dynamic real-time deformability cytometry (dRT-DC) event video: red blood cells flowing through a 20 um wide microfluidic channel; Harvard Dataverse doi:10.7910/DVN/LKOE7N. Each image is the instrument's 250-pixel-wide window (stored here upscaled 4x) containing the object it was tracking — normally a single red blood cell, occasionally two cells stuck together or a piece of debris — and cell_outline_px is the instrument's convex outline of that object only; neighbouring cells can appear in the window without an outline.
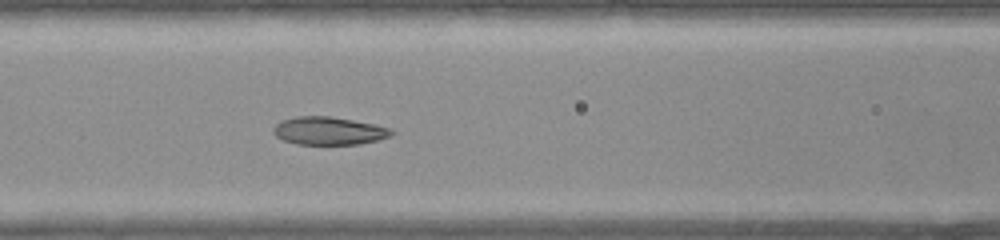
{"species": "common noctule bat (a hibernating species)", "species_latin": "Nyctalus noctula", "temperature_condition": "warm", "stored_images_in_passage": 29, "camera_frame_rate_fps": 3000, "um_per_image_px": 0.085, "animal": {"sex": "female", "body_mass_g": 22.0, "forearm_length_mm": 56.7}, "frame": {"image": 1, "passage_image": 6, "time_ms": 1.667, "image_size_px": [1000, 240], "cell_outline_px": [[396, 132], [388, 136], [376, 140], [360, 144], [296, 144], [284, 140], [276, 136], [272, 132], [272, 128], [280, 120], [296, 116], [328, 116], [352, 120], [392, 128]], "centroid_in_image_um": [27.91, 11.11], "position_along_channel_um": 138.7, "area_um2": 19.19}}
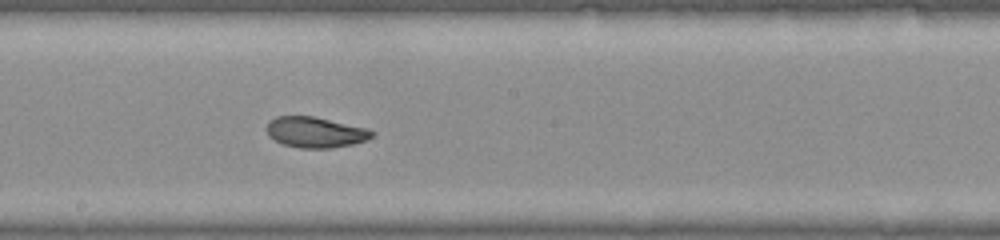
{"frame": {"image": 2, "passage_image": 11, "time_ms": 3.333, "image_size_px": [1000, 240], "cell_outline_px": [[376, 132], [368, 140], [352, 144], [332, 148], [300, 148], [284, 144], [268, 136], [264, 128], [268, 120], [276, 116], [312, 116], [368, 128]], "centroid_in_image_um": [26.78, 11.23], "position_along_channel_um": 221.4, "area_um2": 19.02}}
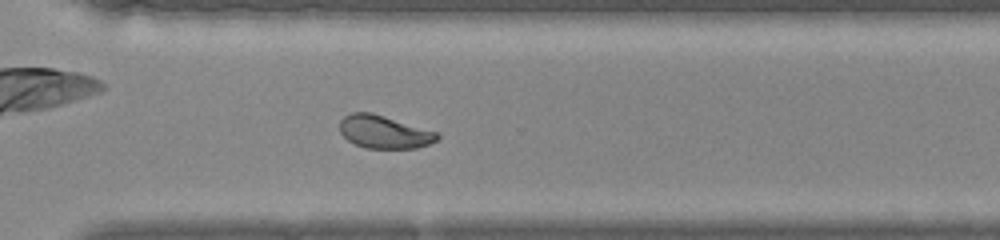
{"frame": {"image": 3, "passage_image": 18, "time_ms": 5.667, "image_size_px": [1000, 240], "cell_outline_px": [[440, 136], [436, 140], [428, 144], [416, 148], [364, 148], [348, 140], [340, 132], [340, 120], [344, 116], [352, 112], [372, 112], [440, 132]], "centroid_in_image_um": [32.67, 11.2], "position_along_channel_um": 337.9, "area_um2": 18.84}}